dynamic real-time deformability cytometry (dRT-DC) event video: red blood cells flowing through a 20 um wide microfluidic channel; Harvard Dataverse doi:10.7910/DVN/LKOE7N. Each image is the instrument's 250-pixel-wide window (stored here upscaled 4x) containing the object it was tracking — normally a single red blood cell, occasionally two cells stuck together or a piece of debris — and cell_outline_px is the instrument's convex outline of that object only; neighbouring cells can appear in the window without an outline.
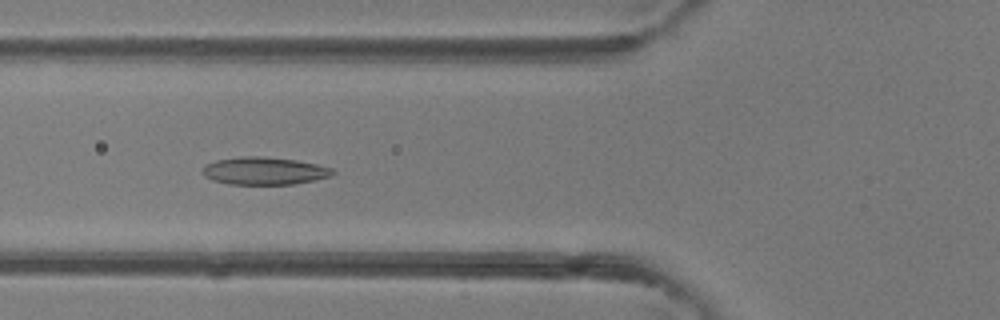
{"species": "common noctule bat (a hibernating species)", "species_latin": "Nyctalus noctula", "temperature_condition": "room temperature", "stored_images_in_passage": 5, "camera_frame_rate_fps": 3000, "um_per_image_px": 0.085, "animal": {"sex": "female"}, "frame": {"image": 1, "passage_image": 4, "time_ms": 3.333, "image_size_px": [1000, 320], "cell_outline_px": [[336, 172], [332, 176], [316, 180], [292, 184], [228, 184], [212, 180], [204, 176], [200, 172], [204, 164], [216, 160], [244, 156], [264, 156], [296, 160], [316, 164], [332, 168]], "centroid_in_image_um": [22.44, 14.52], "position_along_channel_um": 103.4, "area_um2": 21.15}}
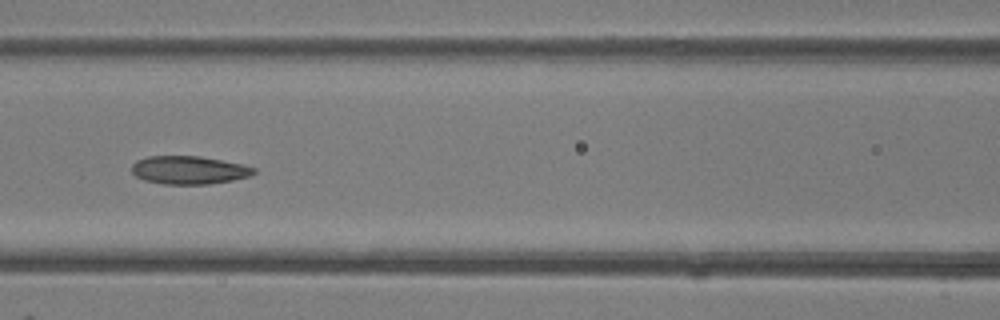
{"frame": {"image": 2, "passage_image": 5, "time_ms": 4.333, "image_size_px": [1000, 320], "cell_outline_px": [[256, 172], [248, 176], [232, 180], [208, 184], [164, 184], [144, 180], [136, 176], [132, 172], [132, 164], [136, 160], [148, 156], [200, 156], [240, 164], [256, 168]], "centroid_in_image_um": [16.02, 14.45], "position_along_channel_um": 150.6, "area_um2": 19.88}}